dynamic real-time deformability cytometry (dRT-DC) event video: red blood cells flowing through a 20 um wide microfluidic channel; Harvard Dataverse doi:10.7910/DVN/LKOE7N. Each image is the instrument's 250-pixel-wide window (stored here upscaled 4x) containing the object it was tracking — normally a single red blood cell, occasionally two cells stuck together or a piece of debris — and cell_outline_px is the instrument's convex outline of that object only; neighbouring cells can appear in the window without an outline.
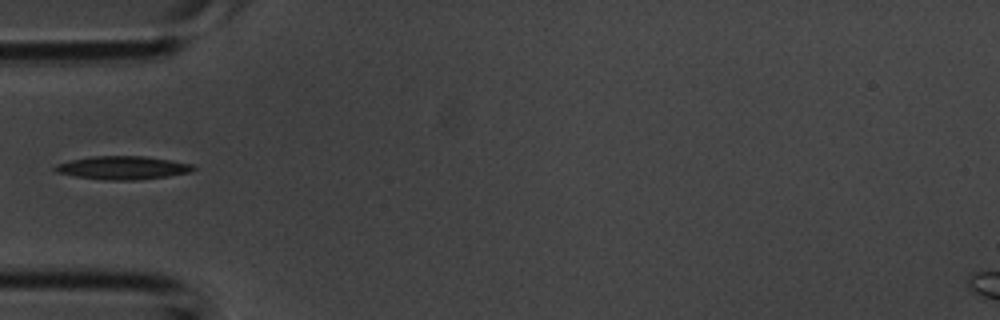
{"species": "common noctule bat (a hibernating species)", "species_latin": "Nyctalus noctula", "temperature_condition": "room temperature", "stored_images_in_passage": 1, "camera_frame_rate_fps": 3000, "um_per_image_px": 0.085, "animal": {"sex": "male", "body_mass_g": 20.1, "forearm_length_mm": 53.5}, "frame": {"image": 1, "passage_image": 1, "time_ms": 0.0, "image_size_px": [1000, 320], "cell_outline_px": [[196, 168], [192, 172], [168, 176], [136, 180], [108, 180], [76, 176], [56, 172], [52, 168], [56, 164], [72, 160], [92, 156], [144, 156], [172, 160], [196, 164]], "centroid_in_image_um": [10.49, 14.25], "position_along_channel_um": 74.5, "area_um2": 18.84}}